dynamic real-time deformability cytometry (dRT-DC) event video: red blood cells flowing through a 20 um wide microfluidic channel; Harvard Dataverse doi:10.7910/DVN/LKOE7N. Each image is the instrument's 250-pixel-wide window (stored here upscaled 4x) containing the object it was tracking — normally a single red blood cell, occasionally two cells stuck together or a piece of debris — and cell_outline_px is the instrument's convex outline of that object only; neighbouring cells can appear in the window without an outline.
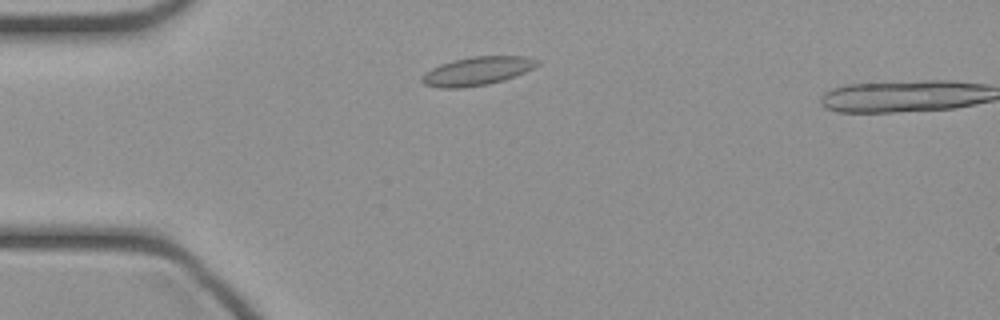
{"species": "common noctule bat (a hibernating species)", "species_latin": "Nyctalus noctula", "temperature_condition": "cold", "stored_images_in_passage": 9, "camera_frame_rate_fps": 3000, "um_per_image_px": 0.085, "animal": {"sex": "female", "body_mass_g": 21.9}, "frame": {"image": 1, "passage_image": 7, "time_ms": 2.0, "image_size_px": [1000, 320], "cell_outline_px": [[540, 64], [516, 76], [504, 80], [488, 84], [460, 88], [440, 88], [424, 84], [420, 80], [420, 76], [424, 72], [440, 64], [452, 60], [472, 56], [524, 56], [540, 60]], "centroid_in_image_um": [40.54, 6.04], "position_along_channel_um": 44.5, "area_um2": 19.31}}